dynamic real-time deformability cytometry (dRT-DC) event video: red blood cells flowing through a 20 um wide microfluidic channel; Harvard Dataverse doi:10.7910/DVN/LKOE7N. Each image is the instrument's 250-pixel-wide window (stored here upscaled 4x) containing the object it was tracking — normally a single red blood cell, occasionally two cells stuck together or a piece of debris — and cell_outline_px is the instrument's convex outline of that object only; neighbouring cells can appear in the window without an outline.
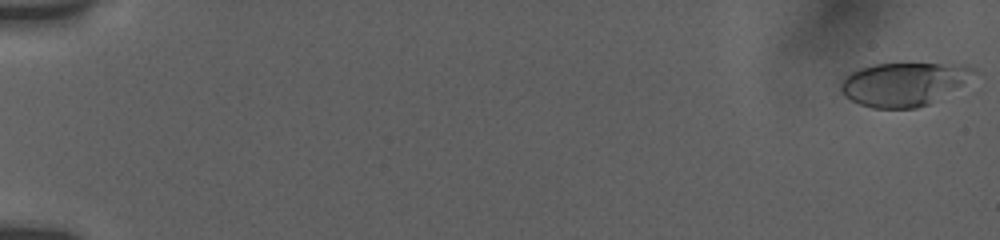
{"species": "human", "species_latin": "Homo sapiens", "temperature_condition": "room temperature", "stored_images_in_passage": 21, "camera_frame_rate_fps": 3000, "um_per_image_px": 0.085, "donor": {"sex": "female"}, "frame": {"image": 1, "passage_image": 1, "time_ms": 0.0, "image_size_px": [1000, 240], "cell_outline_px": [[980, 72], [928, 104], [916, 108], [872, 108], [860, 104], [844, 96], [840, 88], [840, 84], [844, 76], [848, 72], [860, 68], [876, 64], [964, 64], [976, 68]], "centroid_in_image_um": [76.78, 7.13], "position_along_channel_um": 8.2, "area_um2": 33.41}}
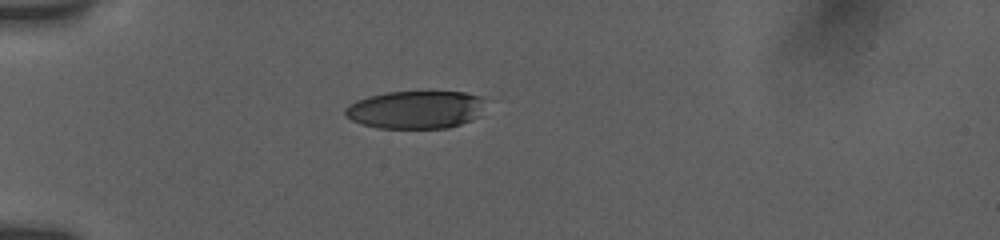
{"frame": {"image": 2, "passage_image": 15, "time_ms": 5.333, "image_size_px": [1000, 240], "cell_outline_px": [[484, 100], [476, 116], [472, 120], [448, 128], [376, 128], [360, 124], [344, 116], [344, 108], [348, 104], [356, 100], [368, 96], [388, 92], [464, 92], [484, 96]], "centroid_in_image_um": [35.26, 9.32], "position_along_channel_um": 49.7, "area_um2": 31.04}}
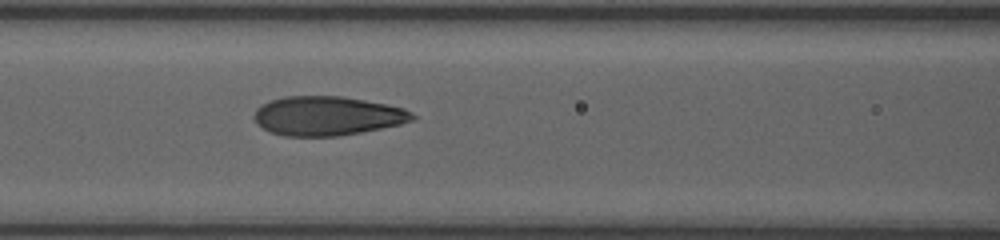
{"frame": {"image": 3, "passage_image": 21, "time_ms": 8.333, "image_size_px": [1000, 240], "cell_outline_px": [[416, 116], [412, 120], [400, 124], [360, 132], [336, 136], [284, 136], [272, 132], [256, 124], [252, 116], [256, 108], [260, 104], [284, 96], [340, 96], [388, 104], [404, 108], [412, 112]], "centroid_in_image_um": [27.78, 9.84], "position_along_channel_um": 138.8, "area_um2": 36.13}}